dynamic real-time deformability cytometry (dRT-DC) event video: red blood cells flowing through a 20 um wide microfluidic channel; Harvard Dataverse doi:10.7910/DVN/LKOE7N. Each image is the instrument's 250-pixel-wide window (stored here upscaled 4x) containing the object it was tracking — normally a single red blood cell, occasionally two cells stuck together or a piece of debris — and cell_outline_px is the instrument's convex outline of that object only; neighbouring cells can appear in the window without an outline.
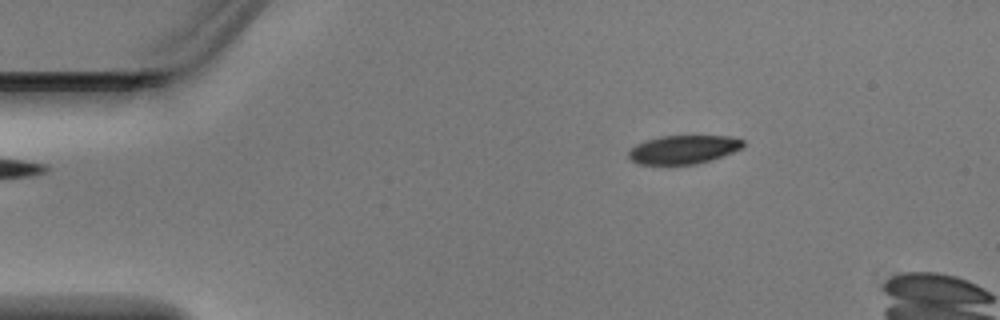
{"species": "Egyptian fruit bat (a non-hibernating species)", "species_latin": "Rousettus aegyptiacus", "temperature_condition": "warm", "stored_images_in_passage": 5, "camera_frame_rate_fps": 3000, "um_per_image_px": 0.085, "animal": {"sex": "male"}, "frame": {"image": 1, "passage_image": 3, "time_ms": 0.667, "image_size_px": [1000, 320], "cell_outline_px": [[744, 144], [740, 148], [732, 152], [696, 164], [640, 164], [632, 160], [628, 156], [628, 152], [636, 144], [644, 140], [660, 136], [732, 136], [744, 140]], "centroid_in_image_um": [58.07, 12.69], "position_along_channel_um": 26.9, "area_um2": 18.84}}
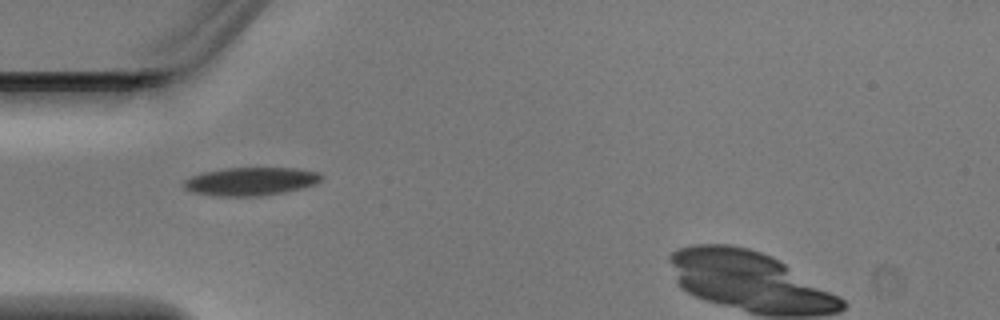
{"frame": {"image": 2, "passage_image": 5, "time_ms": 1.333, "image_size_px": [1000, 320], "cell_outline_px": [[324, 176], [316, 184], [284, 192], [260, 196], [216, 196], [192, 192], [184, 188], [184, 180], [192, 176], [204, 172], [224, 168], [296, 168], [320, 172]], "centroid_in_image_um": [21.33, 15.41], "position_along_channel_um": 63.7, "area_um2": 22.6}}